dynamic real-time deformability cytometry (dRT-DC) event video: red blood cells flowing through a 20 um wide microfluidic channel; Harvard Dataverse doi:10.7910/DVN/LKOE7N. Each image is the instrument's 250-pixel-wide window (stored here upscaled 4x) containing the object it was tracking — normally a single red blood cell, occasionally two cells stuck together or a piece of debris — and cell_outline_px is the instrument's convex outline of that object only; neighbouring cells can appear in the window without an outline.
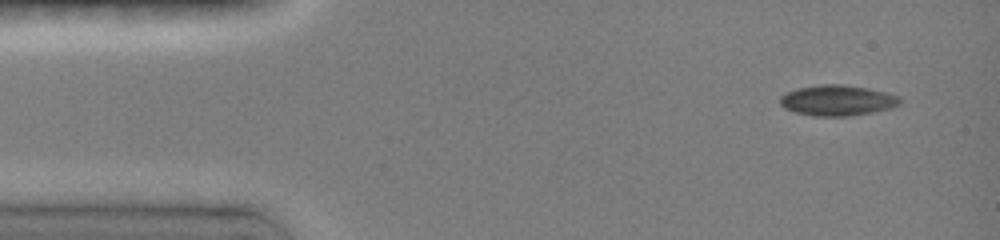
{"species": "common noctule bat (a hibernating species)", "species_latin": "Nyctalus noctula", "temperature_condition": "room temperature", "stored_images_in_passage": 16, "camera_frame_rate_fps": 3000, "um_per_image_px": 0.085, "animal": {"sex": "female", "body_mass_g": 19.0, "forearm_length_mm": 51.5}, "frame": {"image": 1, "passage_image": 1, "time_ms": 0.0, "image_size_px": [1000, 240], "cell_outline_px": [[900, 104], [892, 108], [876, 112], [848, 116], [812, 116], [796, 112], [784, 108], [780, 104], [780, 96], [796, 88], [820, 84], [844, 84], [868, 88], [900, 96]], "centroid_in_image_um": [71.19, 8.53], "position_along_channel_um": 13.8, "area_um2": 21.56}}
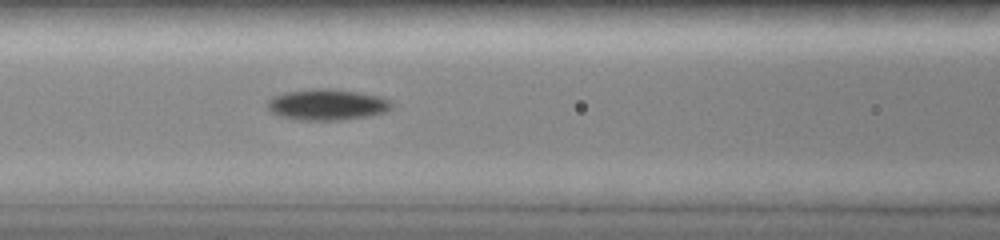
{"frame": {"image": 2, "passage_image": 11, "time_ms": 5.333, "image_size_px": [1000, 240], "cell_outline_px": [[392, 108], [384, 112], [368, 116], [340, 120], [296, 120], [280, 116], [272, 112], [264, 104], [272, 96], [284, 92], [312, 88], [324, 88], [360, 92], [380, 96], [392, 100]], "centroid_in_image_um": [27.78, 8.88], "position_along_channel_um": 138.8, "area_um2": 22.77}}
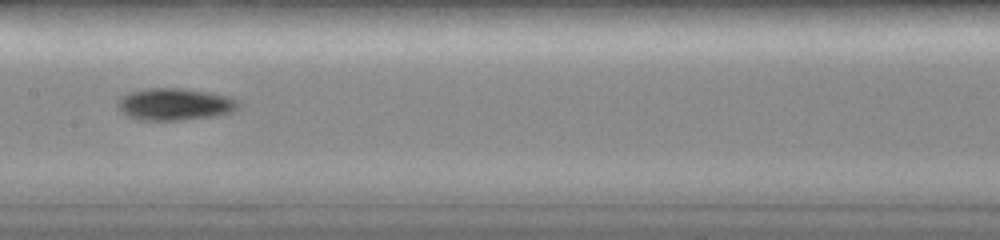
{"frame": {"image": 3, "passage_image": 14, "time_ms": 6.667, "image_size_px": [1000, 240], "cell_outline_px": [[240, 108], [232, 112], [220, 116], [180, 120], [140, 120], [128, 116], [116, 104], [116, 100], [128, 92], [144, 88], [184, 88], [212, 92], [228, 96], [236, 100], [240, 104]], "centroid_in_image_um": [14.89, 8.85], "position_along_channel_um": 192.5, "area_um2": 22.95}}